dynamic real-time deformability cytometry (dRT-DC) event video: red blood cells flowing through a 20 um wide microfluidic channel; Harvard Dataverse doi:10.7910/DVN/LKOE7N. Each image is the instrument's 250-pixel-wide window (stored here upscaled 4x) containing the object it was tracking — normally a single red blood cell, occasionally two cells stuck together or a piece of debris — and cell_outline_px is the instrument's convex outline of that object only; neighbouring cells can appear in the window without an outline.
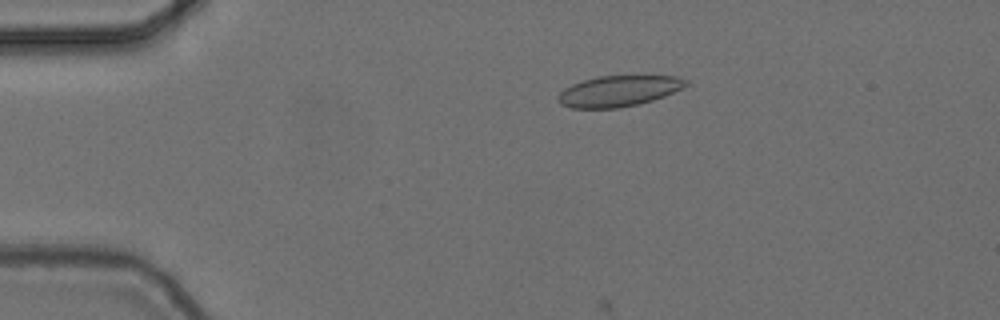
{"species": "common noctule bat (a hibernating species)", "species_latin": "Nyctalus noctula", "temperature_condition": "cold", "stored_images_in_passage": 18, "camera_frame_rate_fps": 3000, "um_per_image_px": 0.085, "animal": {"sex": "female", "body_mass_g": 24.6, "forearm_length_mm": 56.2}, "frame": {"image": 1, "passage_image": 10, "time_ms": 3.0, "image_size_px": [1000, 320], "cell_outline_px": [[688, 84], [664, 96], [652, 100], [620, 108], [572, 108], [560, 104], [556, 100], [556, 96], [564, 88], [572, 84], [596, 76], [680, 76], [688, 80]], "centroid_in_image_um": [52.54, 7.74], "position_along_channel_um": 32.5, "area_um2": 22.95}}